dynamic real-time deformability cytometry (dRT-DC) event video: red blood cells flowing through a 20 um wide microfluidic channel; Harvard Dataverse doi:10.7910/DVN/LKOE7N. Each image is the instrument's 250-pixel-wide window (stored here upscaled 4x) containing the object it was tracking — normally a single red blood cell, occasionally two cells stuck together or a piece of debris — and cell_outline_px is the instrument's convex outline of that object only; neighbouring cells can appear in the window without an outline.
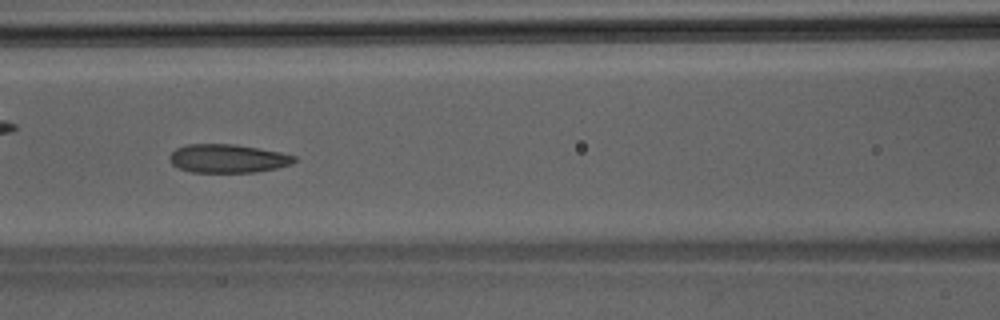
{"species": "Egyptian fruit bat (a non-hibernating species)", "species_latin": "Rousettus aegyptiacus", "temperature_condition": "room temperature", "stored_images_in_passage": 7, "camera_frame_rate_fps": 3000, "um_per_image_px": 0.085, "animal": {"sex": "male"}, "frame": {"image": 1, "passage_image": 7, "time_ms": 2.0, "image_size_px": [1000, 320], "cell_outline_px": [[296, 160], [292, 164], [276, 168], [256, 172], [192, 172], [176, 168], [168, 160], [168, 156], [176, 148], [184, 144], [232, 144], [280, 152], [296, 156]], "centroid_in_image_um": [19.31, 13.47], "position_along_channel_um": 147.3, "area_um2": 20.81}}